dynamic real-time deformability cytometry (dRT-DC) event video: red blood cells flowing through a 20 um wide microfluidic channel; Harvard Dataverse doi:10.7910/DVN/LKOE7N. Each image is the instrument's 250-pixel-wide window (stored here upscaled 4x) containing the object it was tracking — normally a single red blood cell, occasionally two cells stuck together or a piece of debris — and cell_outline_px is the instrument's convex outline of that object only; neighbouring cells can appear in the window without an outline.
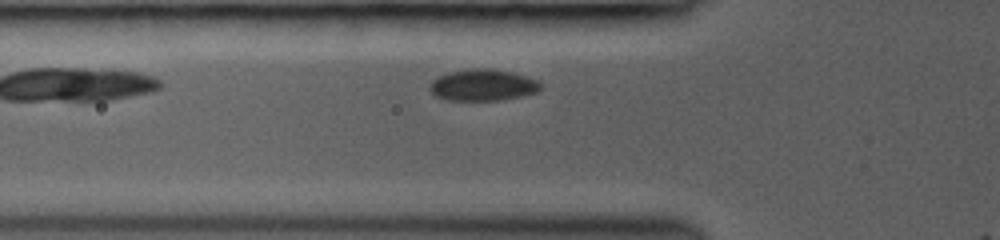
{"species": "common noctule bat (a hibernating species)", "species_latin": "Nyctalus noctula", "temperature_condition": "room temperature", "stored_images_in_passage": 4, "camera_frame_rate_fps": 3000, "um_per_image_px": 0.085, "animal": {"sex": "female", "body_mass_g": 19.0, "forearm_length_mm": 53.3}, "frame": {"image": 1, "passage_image": 4, "time_ms": 1.667, "image_size_px": [1000, 240], "cell_outline_px": [[544, 88], [536, 92], [524, 96], [500, 100], [448, 100], [436, 96], [428, 88], [432, 80], [436, 76], [448, 72], [468, 68], [488, 68], [512, 72], [540, 80], [544, 84]], "centroid_in_image_um": [41.08, 7.22], "position_along_channel_um": 84.7, "area_um2": 20.81}}